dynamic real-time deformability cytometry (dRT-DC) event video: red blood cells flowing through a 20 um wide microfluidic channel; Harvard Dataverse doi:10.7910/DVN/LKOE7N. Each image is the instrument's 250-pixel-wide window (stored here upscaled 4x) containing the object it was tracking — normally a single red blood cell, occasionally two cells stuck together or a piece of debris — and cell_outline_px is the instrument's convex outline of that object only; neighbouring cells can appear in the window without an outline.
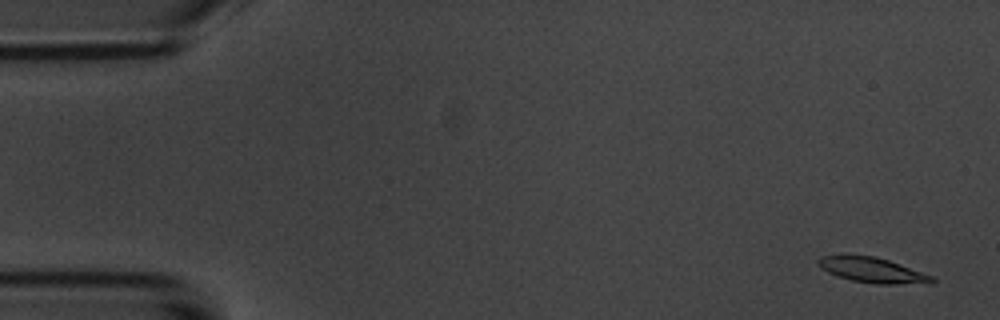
{"species": "common noctule bat (a hibernating species)", "species_latin": "Nyctalus noctula", "temperature_condition": "room temperature", "stored_images_in_passage": 4, "camera_frame_rate_fps": 3000, "um_per_image_px": 0.085, "animal": {"sex": "male", "body_mass_g": 20.1, "forearm_length_mm": 53.5}, "frame": {"image": 1, "passage_image": 1, "time_ms": 0.0, "image_size_px": [1000, 320], "cell_outline_px": [[936, 280], [932, 284], [876, 284], [852, 280], [836, 276], [828, 272], [816, 260], [820, 256], [840, 252], [844, 252], [876, 256], [888, 260], [932, 276]], "centroid_in_image_um": [74.1, 22.92], "position_along_channel_um": 10.9, "area_um2": 17.22}}
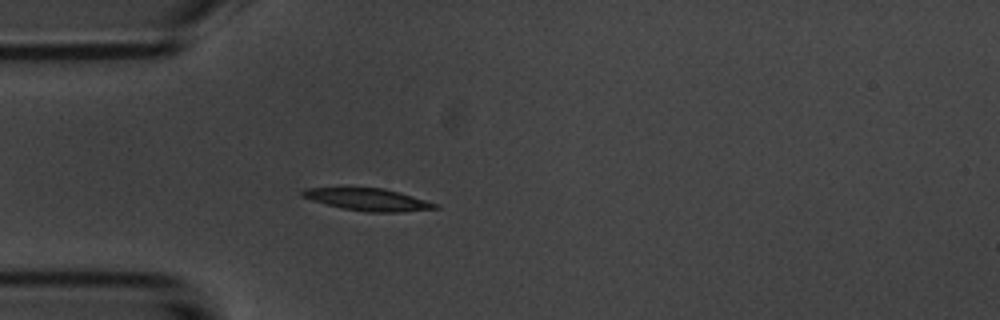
{"frame": {"image": 2, "passage_image": 4, "time_ms": 4.333, "image_size_px": [1000, 320], "cell_outline_px": [[440, 208], [404, 212], [368, 212], [344, 208], [312, 200], [300, 196], [300, 192], [304, 188], [384, 188], [412, 196], [436, 204]], "centroid_in_image_um": [31.27, 16.96], "position_along_channel_um": 53.7, "area_um2": 16.88}}